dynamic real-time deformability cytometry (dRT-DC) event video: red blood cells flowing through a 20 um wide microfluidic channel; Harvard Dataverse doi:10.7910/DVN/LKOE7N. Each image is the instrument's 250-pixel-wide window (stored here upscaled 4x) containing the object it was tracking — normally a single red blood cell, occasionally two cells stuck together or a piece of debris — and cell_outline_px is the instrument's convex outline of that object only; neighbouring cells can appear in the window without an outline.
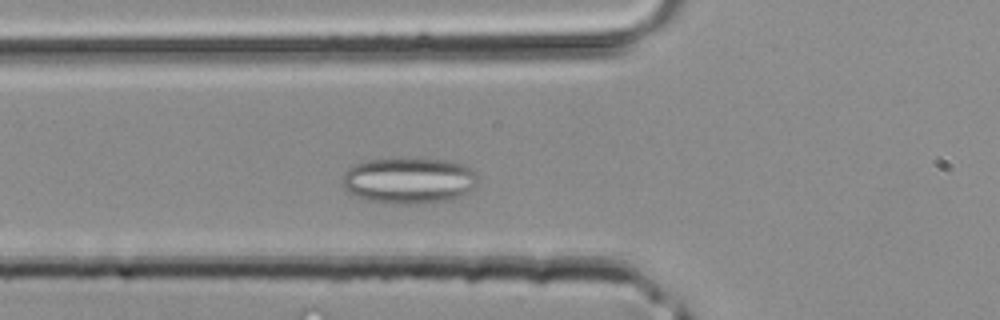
{"species": "common noctule bat (a hibernating species)", "species_latin": "Nyctalus noctula", "temperature_condition": "room temperature", "stored_images_in_passage": 38, "segment_of_instrument_passage": [1, 2], "camera_frame_rate_fps": 3000, "um_per_image_px": 0.085, "animal": {"sex": "male", "body_mass_g": 20.4}, "frame": {"image": 1, "passage_image": 10, "time_ms": 3.0, "image_size_px": [1000, 320], "cell_outline_px": [[480, 180], [464, 196], [448, 200], [412, 204], [392, 204], [368, 200], [356, 196], [348, 192], [344, 188], [344, 172], [348, 168], [364, 160], [408, 156], [444, 160], [464, 164], [472, 168], [476, 172]], "centroid_in_image_um": [34.79, 15.31], "position_along_channel_um": 91.0, "area_um2": 37.34}}
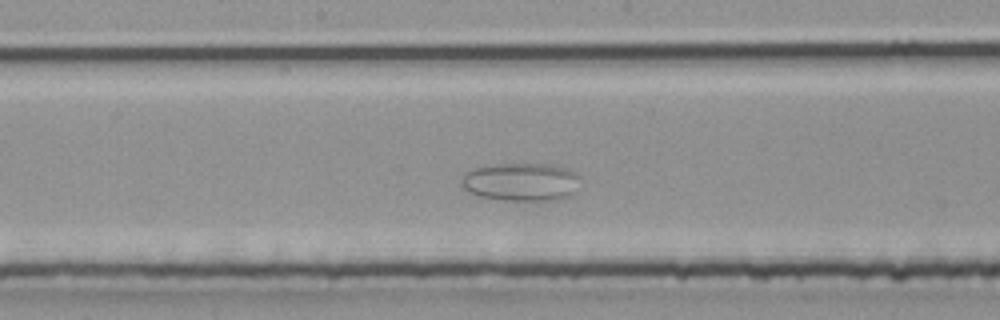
{"frame": {"image": 2, "passage_image": 17, "time_ms": 5.333, "image_size_px": [1000, 320], "cell_outline_px": [[580, 176], [576, 192], [568, 196], [552, 200], [504, 200], [480, 196], [468, 192], [460, 184], [460, 180], [468, 172], [476, 168], [496, 164], [552, 164], [568, 168], [576, 172]], "centroid_in_image_um": [44.33, 15.46], "position_along_channel_um": 203.9, "area_um2": 26.41}}
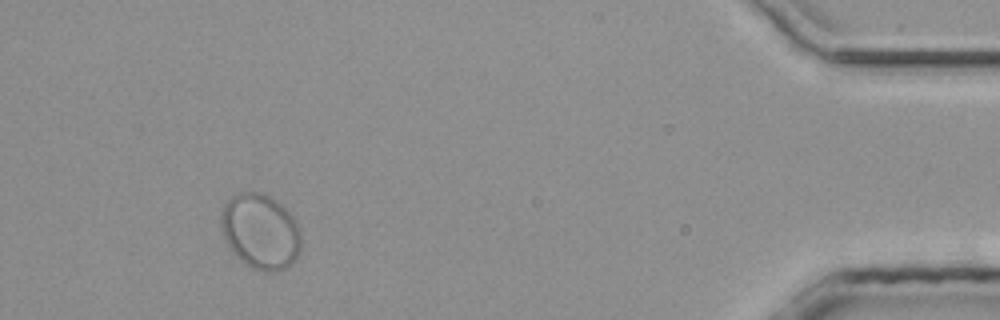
{"frame": {"image": 3, "passage_image": 34, "time_ms": 11.0, "image_size_px": [1000, 320], "cell_outline_px": [[300, 252], [296, 260], [292, 264], [276, 272], [268, 272], [252, 268], [244, 264], [228, 248], [224, 240], [220, 228], [220, 212], [224, 204], [232, 196], [240, 192], [260, 192], [276, 200], [296, 220], [300, 228]], "centroid_in_image_um": [22.11, 19.69], "position_along_channel_um": 413.1, "area_um2": 35.66}}